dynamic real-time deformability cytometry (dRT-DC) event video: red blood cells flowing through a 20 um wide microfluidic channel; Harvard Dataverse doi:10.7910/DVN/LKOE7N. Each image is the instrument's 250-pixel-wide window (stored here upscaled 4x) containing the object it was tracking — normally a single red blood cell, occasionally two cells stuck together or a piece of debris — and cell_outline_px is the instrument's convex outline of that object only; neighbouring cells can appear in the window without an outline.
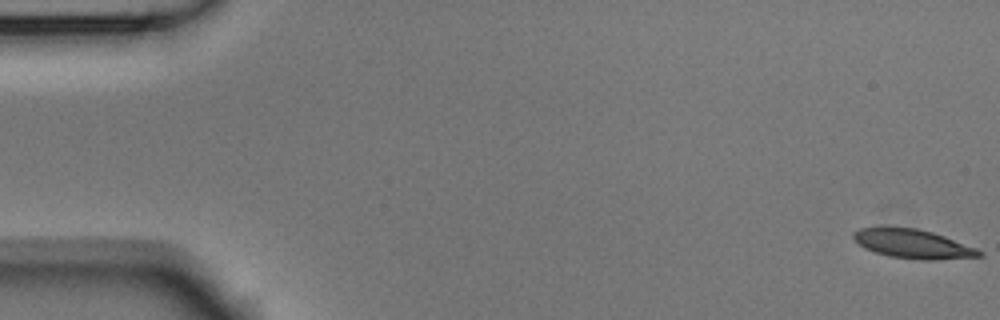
{"species": "Egyptian fruit bat (a non-hibernating species)", "species_latin": "Rousettus aegyptiacus", "temperature_condition": "room temperature", "stored_images_in_passage": 54, "camera_frame_rate_fps": 3000, "um_per_image_px": 0.085, "animal": {"sex": "male"}, "frame": {"image": 1, "passage_image": 1, "time_ms": 0.0, "image_size_px": [1000, 320], "cell_outline_px": [[984, 256], [936, 260], [920, 260], [888, 256], [864, 248], [852, 236], [852, 232], [860, 228], [880, 224], [916, 228], [932, 232], [944, 236], [976, 248], [984, 252]], "centroid_in_image_um": [77.55, 20.69], "position_along_channel_um": 7.5, "area_um2": 21.85}}
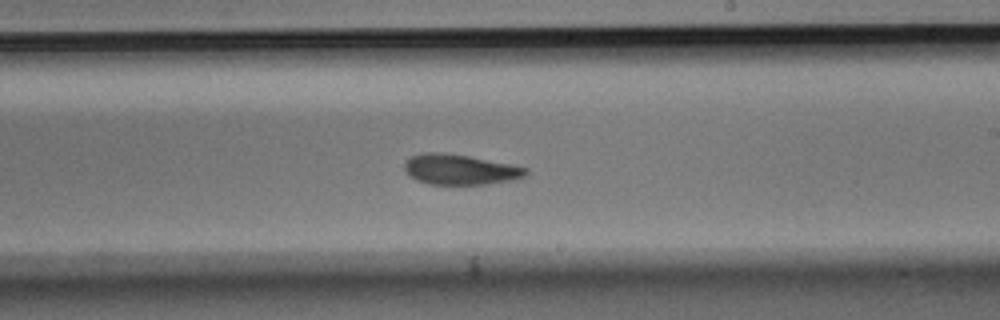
{"frame": {"image": 2, "passage_image": 32, "time_ms": 10.333, "image_size_px": [1000, 320], "cell_outline_px": [[528, 172], [524, 176], [512, 180], [488, 184], [428, 184], [416, 180], [404, 168], [404, 164], [412, 156], [424, 152], [444, 152], [468, 156], [512, 164], [528, 168]], "centroid_in_image_um": [39.13, 14.4], "position_along_channel_um": 249.9, "area_um2": 21.33}}
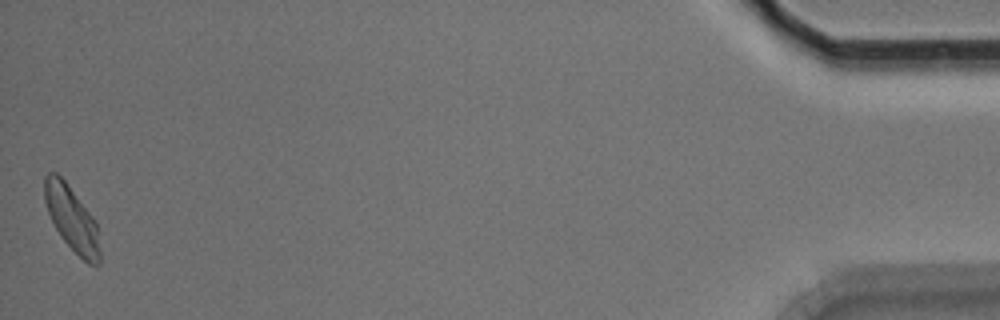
{"frame": {"image": 3, "passage_image": 54, "time_ms": 17.667, "image_size_px": [1000, 320], "cell_outline_px": [[100, 264], [88, 264], [60, 236], [48, 212], [44, 200], [44, 176], [48, 172], [56, 172], [64, 180], [96, 220], [100, 252]], "centroid_in_image_um": [6.1, 18.57], "position_along_channel_um": 429.1, "area_um2": 20.63}, "authors_computed_cell_mechanics": {"area_um2": 21.675, "velocity_mm_per_s": 3.7249, "shape_relaxation_time_tau1_ms": 3.8328, "shape_relaxation_time_tau2_ms": 3.0581, "deformation_change_tau1": 0.1509, "deformation_change_tau2": 0.0912}}